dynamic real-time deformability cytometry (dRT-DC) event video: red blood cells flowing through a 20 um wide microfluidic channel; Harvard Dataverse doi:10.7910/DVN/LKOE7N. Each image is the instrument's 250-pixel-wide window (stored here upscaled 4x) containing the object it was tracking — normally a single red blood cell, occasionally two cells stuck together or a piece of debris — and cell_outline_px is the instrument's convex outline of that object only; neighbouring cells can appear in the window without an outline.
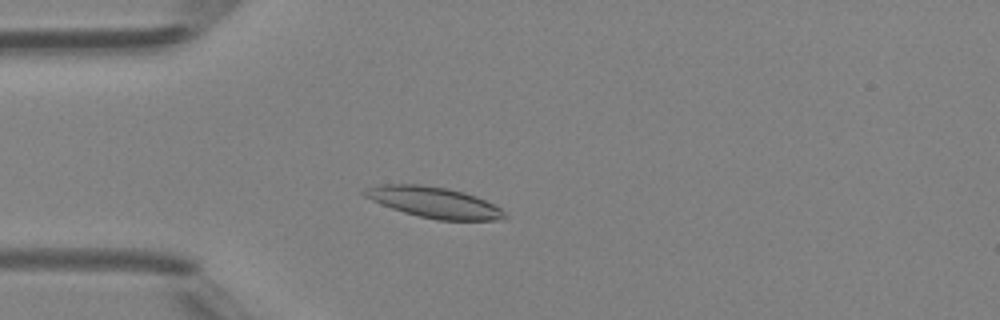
{"species": "Egyptian fruit bat (a non-hibernating species)", "species_latin": "Rousettus aegyptiacus", "temperature_condition": "room temperature", "stored_images_in_passage": 39, "camera_frame_rate_fps": 3000, "um_per_image_px": 0.085, "animal": {"sex": "female"}, "frame": {"image": 1, "passage_image": 9, "time_ms": 2.667, "image_size_px": [1000, 320], "cell_outline_px": [[508, 216], [496, 220], [436, 220], [404, 212], [392, 208], [372, 200], [364, 196], [360, 192], [368, 188], [380, 184], [416, 184], [448, 188], [464, 192], [476, 196], [500, 208]], "centroid_in_image_um": [36.88, 17.19], "position_along_channel_um": 48.1, "area_um2": 24.91}}
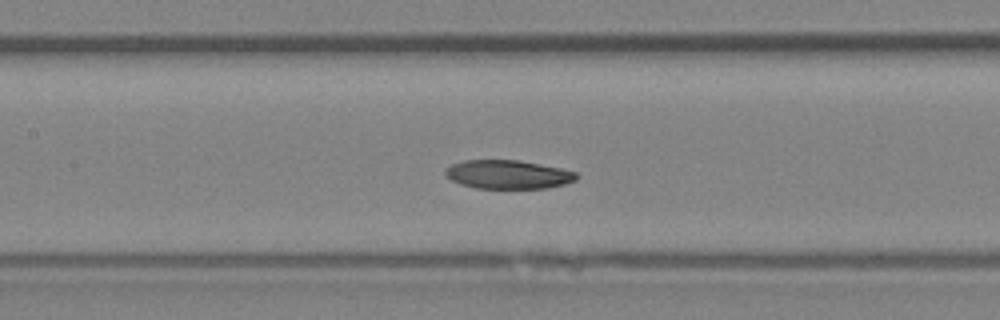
{"frame": {"image": 2, "passage_image": 18, "time_ms": 5.667, "image_size_px": [1000, 320], "cell_outline_px": [[580, 176], [576, 180], [564, 184], [548, 188], [476, 188], [460, 184], [444, 176], [444, 168], [452, 164], [464, 160], [520, 160], [560, 168], [576, 172]], "centroid_in_image_um": [43.16, 14.83], "position_along_channel_um": 164.2, "area_um2": 22.08}}
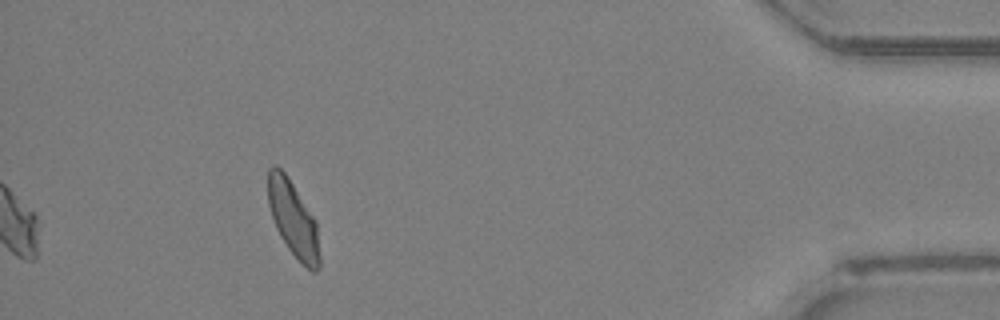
{"frame": {"image": 3, "passage_image": 39, "time_ms": 12.667, "image_size_px": [1000, 320], "cell_outline_px": [[320, 268], [316, 272], [312, 272], [300, 264], [288, 248], [280, 236], [276, 228], [268, 204], [268, 168], [272, 164], [276, 164], [284, 172], [316, 220], [320, 256]], "centroid_in_image_um": [24.93, 18.66], "position_along_channel_um": 410.3, "area_um2": 22.83}}